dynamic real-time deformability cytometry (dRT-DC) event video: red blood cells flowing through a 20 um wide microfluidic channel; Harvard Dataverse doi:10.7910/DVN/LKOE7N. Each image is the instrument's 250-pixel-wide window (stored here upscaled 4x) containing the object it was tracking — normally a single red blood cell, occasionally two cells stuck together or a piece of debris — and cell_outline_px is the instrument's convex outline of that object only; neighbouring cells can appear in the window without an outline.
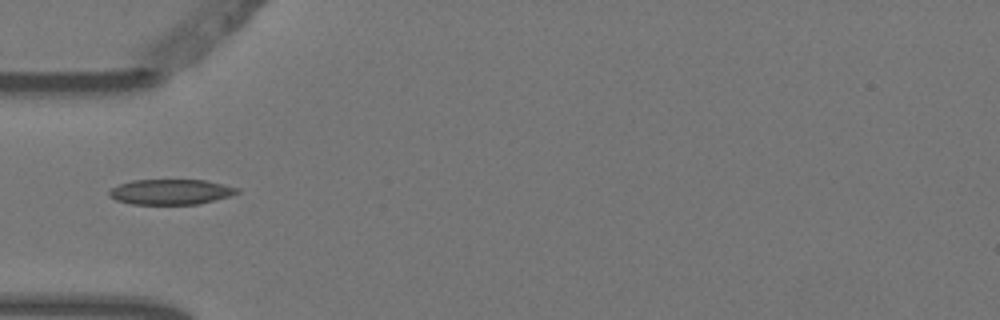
{"species": "Egyptian fruit bat (a non-hibernating species)", "species_latin": "Rousettus aegyptiacus", "temperature_condition": "warm", "stored_images_in_passage": 1, "camera_frame_rate_fps": 3000, "um_per_image_px": 0.085, "animal": {"sex": "female"}, "frame": {"image": 1, "passage_image": 1, "time_ms": 0.0, "image_size_px": [1000, 320], "cell_outline_px": [[240, 192], [232, 196], [196, 204], [132, 204], [116, 200], [108, 196], [108, 192], [112, 188], [120, 184], [132, 180], [204, 180], [240, 188]], "centroid_in_image_um": [14.53, 16.31], "position_along_channel_um": 70.5, "area_um2": 18.84}}